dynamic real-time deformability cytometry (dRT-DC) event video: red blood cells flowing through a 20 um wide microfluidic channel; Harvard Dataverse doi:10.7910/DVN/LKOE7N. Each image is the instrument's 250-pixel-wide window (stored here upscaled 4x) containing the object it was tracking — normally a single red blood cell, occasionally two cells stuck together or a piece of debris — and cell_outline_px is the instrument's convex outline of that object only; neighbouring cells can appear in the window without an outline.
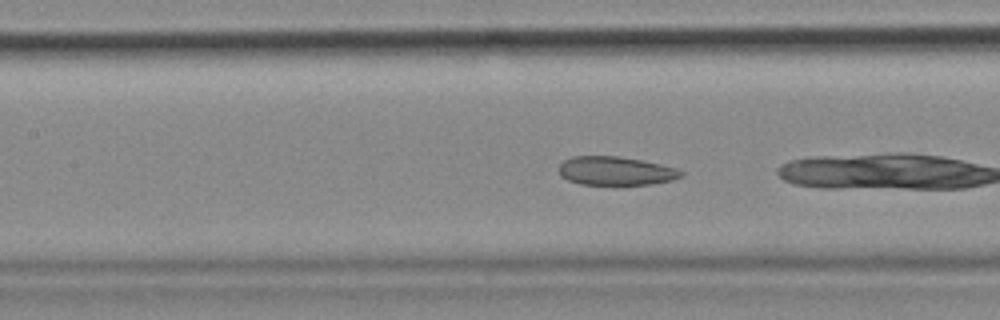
{"species": "common noctule bat (a hibernating species)", "species_latin": "Nyctalus noctula", "temperature_condition": "cold", "stored_images_in_passage": 24, "camera_frame_rate_fps": 3000, "um_per_image_px": 0.085, "animal": {"sex": "female", "body_mass_g": 18.4}, "frame": {"image": 1, "passage_image": 21, "time_ms": 6.667, "image_size_px": [1000, 320], "cell_outline_px": [[684, 176], [672, 180], [652, 184], [580, 184], [568, 180], [560, 176], [560, 164], [564, 160], [572, 156], [620, 156], [660, 164], [676, 168], [684, 172]], "centroid_in_image_um": [52.35, 14.52], "position_along_channel_um": 155.1, "area_um2": 20.35}}